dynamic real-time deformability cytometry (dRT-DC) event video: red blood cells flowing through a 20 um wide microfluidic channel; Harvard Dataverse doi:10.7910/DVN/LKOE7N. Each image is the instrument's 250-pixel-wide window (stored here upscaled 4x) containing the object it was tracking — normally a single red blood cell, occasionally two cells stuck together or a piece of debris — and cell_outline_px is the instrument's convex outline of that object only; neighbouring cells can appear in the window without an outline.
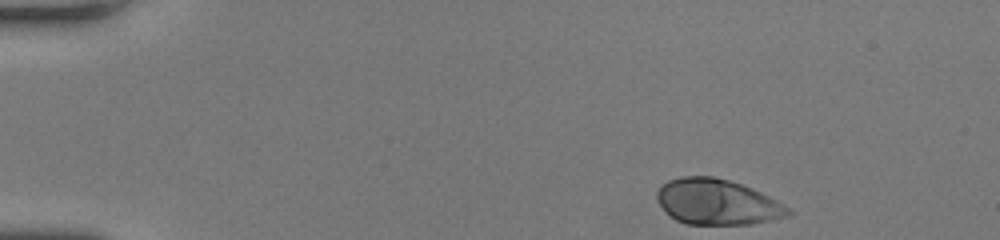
{"species": "human", "species_latin": "Homo sapiens", "temperature_condition": "room temperature", "stored_images_in_passage": 43, "camera_frame_rate_fps": 3000, "um_per_image_px": 0.085, "donor": {"sex": "female"}, "frame": {"image": 1, "passage_image": 1, "time_ms": 0.0, "image_size_px": [1000, 240], "cell_outline_px": [[792, 216], [752, 224], [688, 224], [676, 220], [660, 204], [656, 196], [656, 192], [660, 184], [668, 180], [680, 176], [712, 176], [728, 180], [752, 188], [776, 200], [788, 208], [792, 212]], "centroid_in_image_um": [60.96, 17.16], "position_along_channel_um": 24.0, "area_um2": 34.74}}
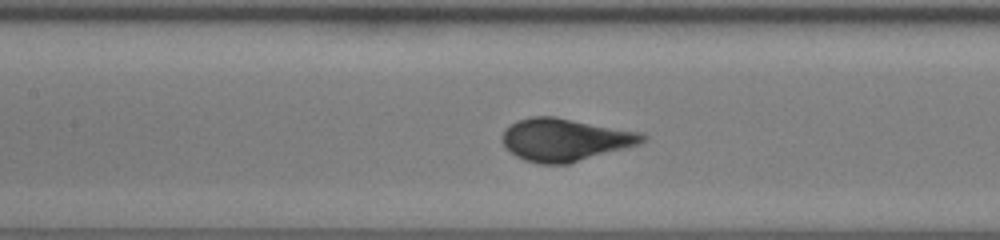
{"frame": {"image": 2, "passage_image": 18, "time_ms": 5.667, "image_size_px": [1000, 240], "cell_outline_px": [[648, 140], [640, 144], [568, 164], [536, 164], [524, 160], [516, 156], [504, 148], [500, 140], [500, 136], [504, 128], [516, 120], [532, 116], [556, 116], [644, 132], [648, 136]], "centroid_in_image_um": [48.02, 11.86], "position_along_channel_um": 159.4, "area_um2": 35.72}}
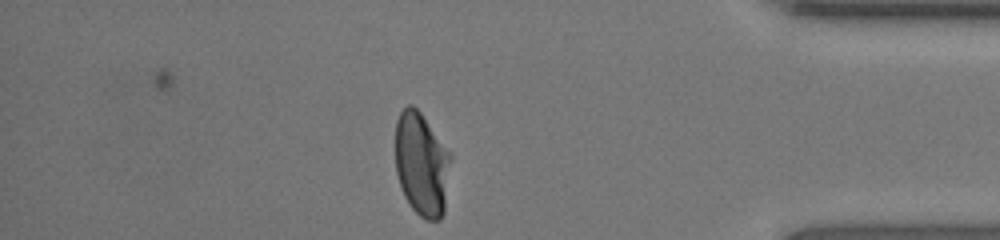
{"frame": {"image": 3, "passage_image": 37, "time_ms": 12.0, "image_size_px": [1000, 240], "cell_outline_px": [[452, 156], [444, 212], [440, 220], [428, 220], [420, 216], [412, 208], [404, 196], [400, 188], [396, 172], [396, 120], [400, 112], [408, 104], [412, 104], [420, 112]], "centroid_in_image_um": [35.84, 13.97], "position_along_channel_um": 399.4, "area_um2": 33.41}, "authors_computed_cell_mechanics": {"area_um2": 34.7378, "velocity_mm_per_s": 4.2378, "shape_relaxation_time_tau1_ms": 2.9304, "shape_relaxation_time_tau2_ms": null, "deformation_change_tau1": 0.1912, "deformation_change_tau2": null}}